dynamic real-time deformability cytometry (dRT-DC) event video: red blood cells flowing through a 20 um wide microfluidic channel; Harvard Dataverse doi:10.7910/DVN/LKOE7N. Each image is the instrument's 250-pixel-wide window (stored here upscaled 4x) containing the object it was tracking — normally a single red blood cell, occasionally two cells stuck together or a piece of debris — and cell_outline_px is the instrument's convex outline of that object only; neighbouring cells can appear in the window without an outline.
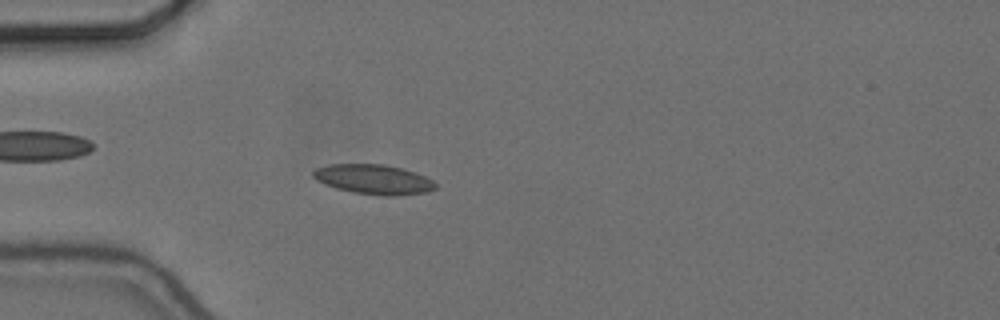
{"species": "common noctule bat (a hibernating species)", "species_latin": "Nyctalus noctula", "temperature_condition": "cold", "stored_images_in_passage": 48, "camera_frame_rate_fps": 3000, "um_per_image_px": 0.085, "animal": {"sex": "female", "body_mass_g": 24.6, "forearm_length_mm": 56.2}, "frame": {"image": 1, "passage_image": 8, "time_ms": 2.333, "image_size_px": [1000, 320], "cell_outline_px": [[436, 188], [428, 192], [392, 196], [384, 196], [352, 192], [336, 188], [316, 180], [312, 176], [312, 172], [316, 168], [328, 164], [384, 164], [400, 168], [424, 176], [432, 180], [436, 184]], "centroid_in_image_um": [31.73, 15.25], "position_along_channel_um": 53.3, "area_um2": 21.1}}
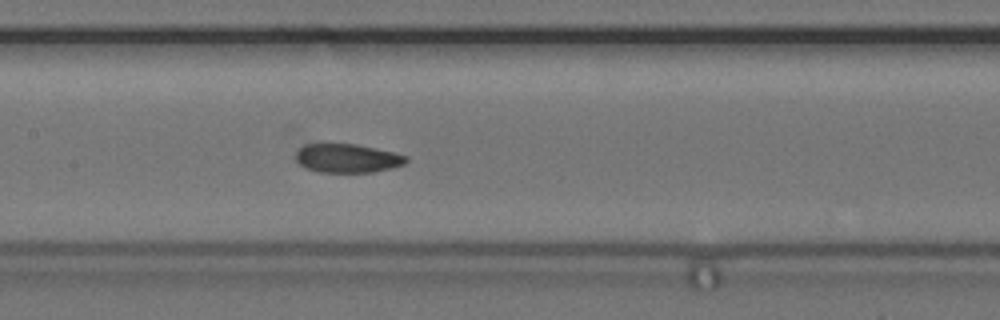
{"frame": {"image": 2, "passage_image": 19, "time_ms": 6.0, "image_size_px": [1000, 320], "cell_outline_px": [[408, 160], [404, 164], [372, 172], [316, 172], [300, 164], [296, 160], [296, 152], [304, 144], [356, 144], [392, 152], [408, 156]], "centroid_in_image_um": [29.5, 13.45], "position_along_channel_um": 177.9, "area_um2": 18.26}}
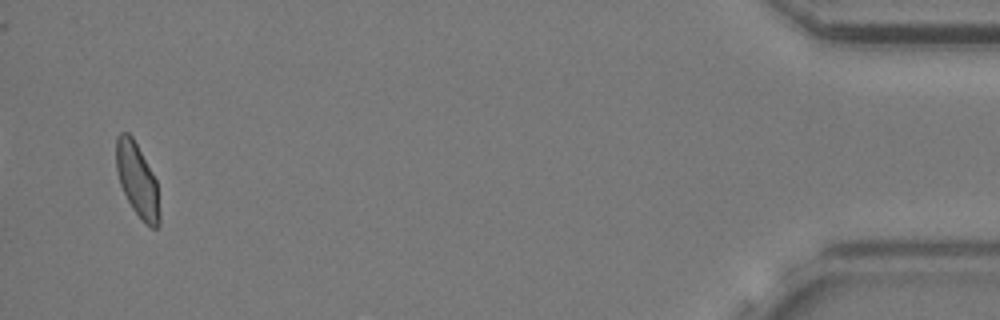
{"frame": {"image": 3, "passage_image": 46, "time_ms": 15.0, "image_size_px": [1000, 320], "cell_outline_px": [[160, 224], [156, 228], [152, 228], [144, 224], [132, 208], [120, 184], [116, 172], [116, 136], [120, 132], [128, 132], [132, 136], [156, 180], [160, 212]], "centroid_in_image_um": [11.66, 15.33], "position_along_channel_um": 423.5, "area_um2": 18.61}, "authors_computed_cell_mechanics": {"area_um2": 19.074, "velocity_mm_per_s": 3.6621, "shape_relaxation_time_tau1_ms": null, "shape_relaxation_time_tau2_ms": 2.2062, "deformation_change_tau1": null, "deformation_change_tau2": 0.0634}}